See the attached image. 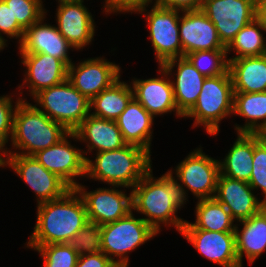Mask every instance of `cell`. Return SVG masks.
Segmentation results:
<instances>
[{
    "mask_svg": "<svg viewBox=\"0 0 266 267\" xmlns=\"http://www.w3.org/2000/svg\"><path fill=\"white\" fill-rule=\"evenodd\" d=\"M172 169L161 177L154 178L152 167L132 190V210L145 215L142 219L157 233L161 224L174 226L180 233L186 220L178 217L176 212L181 209L184 200L176 186Z\"/></svg>",
    "mask_w": 266,
    "mask_h": 267,
    "instance_id": "obj_1",
    "label": "cell"
},
{
    "mask_svg": "<svg viewBox=\"0 0 266 267\" xmlns=\"http://www.w3.org/2000/svg\"><path fill=\"white\" fill-rule=\"evenodd\" d=\"M37 221L26 247L68 243L88 222L85 203L75 188L61 198L37 205Z\"/></svg>",
    "mask_w": 266,
    "mask_h": 267,
    "instance_id": "obj_2",
    "label": "cell"
},
{
    "mask_svg": "<svg viewBox=\"0 0 266 267\" xmlns=\"http://www.w3.org/2000/svg\"><path fill=\"white\" fill-rule=\"evenodd\" d=\"M150 156L143 148L132 144L97 152L94 161L86 159V177L132 189L152 167Z\"/></svg>",
    "mask_w": 266,
    "mask_h": 267,
    "instance_id": "obj_3",
    "label": "cell"
},
{
    "mask_svg": "<svg viewBox=\"0 0 266 267\" xmlns=\"http://www.w3.org/2000/svg\"><path fill=\"white\" fill-rule=\"evenodd\" d=\"M68 133L69 131L62 124L50 119L33 104L22 100L14 114L11 137L13 149H18L20 152H12L5 148L1 154L33 156L38 151L57 144Z\"/></svg>",
    "mask_w": 266,
    "mask_h": 267,
    "instance_id": "obj_4",
    "label": "cell"
},
{
    "mask_svg": "<svg viewBox=\"0 0 266 267\" xmlns=\"http://www.w3.org/2000/svg\"><path fill=\"white\" fill-rule=\"evenodd\" d=\"M234 90L229 70L206 77L195 105L183 116L193 118V127L202 126L208 135L219 132V122L233 114Z\"/></svg>",
    "mask_w": 266,
    "mask_h": 267,
    "instance_id": "obj_5",
    "label": "cell"
},
{
    "mask_svg": "<svg viewBox=\"0 0 266 267\" xmlns=\"http://www.w3.org/2000/svg\"><path fill=\"white\" fill-rule=\"evenodd\" d=\"M32 98L38 110L62 124L69 132H73L91 113L90 100L82 95L68 79L39 91Z\"/></svg>",
    "mask_w": 266,
    "mask_h": 267,
    "instance_id": "obj_6",
    "label": "cell"
},
{
    "mask_svg": "<svg viewBox=\"0 0 266 267\" xmlns=\"http://www.w3.org/2000/svg\"><path fill=\"white\" fill-rule=\"evenodd\" d=\"M157 234L142 218H135L131 211L127 216L101 226L102 252L118 267H128L129 252L145 244Z\"/></svg>",
    "mask_w": 266,
    "mask_h": 267,
    "instance_id": "obj_7",
    "label": "cell"
},
{
    "mask_svg": "<svg viewBox=\"0 0 266 267\" xmlns=\"http://www.w3.org/2000/svg\"><path fill=\"white\" fill-rule=\"evenodd\" d=\"M175 171L176 176L173 178L185 203L186 188L193 193L195 198H198L197 200L214 198L220 174L219 160L206 155L201 146L189 153L175 167Z\"/></svg>",
    "mask_w": 266,
    "mask_h": 267,
    "instance_id": "obj_8",
    "label": "cell"
},
{
    "mask_svg": "<svg viewBox=\"0 0 266 267\" xmlns=\"http://www.w3.org/2000/svg\"><path fill=\"white\" fill-rule=\"evenodd\" d=\"M2 167L9 166L36 194L37 204L64 196L71 187L47 170L34 156L1 154Z\"/></svg>",
    "mask_w": 266,
    "mask_h": 267,
    "instance_id": "obj_9",
    "label": "cell"
},
{
    "mask_svg": "<svg viewBox=\"0 0 266 267\" xmlns=\"http://www.w3.org/2000/svg\"><path fill=\"white\" fill-rule=\"evenodd\" d=\"M147 11L145 8L138 13L146 16L150 41L159 66L168 60L182 57V45L179 37V20L182 10L164 8L154 4L150 11Z\"/></svg>",
    "mask_w": 266,
    "mask_h": 267,
    "instance_id": "obj_10",
    "label": "cell"
},
{
    "mask_svg": "<svg viewBox=\"0 0 266 267\" xmlns=\"http://www.w3.org/2000/svg\"><path fill=\"white\" fill-rule=\"evenodd\" d=\"M257 0H204L201 10L215 25L227 47L236 34L256 18Z\"/></svg>",
    "mask_w": 266,
    "mask_h": 267,
    "instance_id": "obj_11",
    "label": "cell"
},
{
    "mask_svg": "<svg viewBox=\"0 0 266 267\" xmlns=\"http://www.w3.org/2000/svg\"><path fill=\"white\" fill-rule=\"evenodd\" d=\"M118 186L112 188H97L93 191H85L82 184L75 189L81 195L87 212L89 222L104 225L115 222L127 216L132 210V192L126 195Z\"/></svg>",
    "mask_w": 266,
    "mask_h": 267,
    "instance_id": "obj_12",
    "label": "cell"
},
{
    "mask_svg": "<svg viewBox=\"0 0 266 267\" xmlns=\"http://www.w3.org/2000/svg\"><path fill=\"white\" fill-rule=\"evenodd\" d=\"M68 138H73V132L33 156L47 170L58 175L71 188H75L79 184L75 179L86 176V159L82 149L72 146Z\"/></svg>",
    "mask_w": 266,
    "mask_h": 267,
    "instance_id": "obj_13",
    "label": "cell"
},
{
    "mask_svg": "<svg viewBox=\"0 0 266 267\" xmlns=\"http://www.w3.org/2000/svg\"><path fill=\"white\" fill-rule=\"evenodd\" d=\"M120 69L115 63L103 57L86 59L72 63L68 67V81L89 100L109 88L120 78Z\"/></svg>",
    "mask_w": 266,
    "mask_h": 267,
    "instance_id": "obj_14",
    "label": "cell"
},
{
    "mask_svg": "<svg viewBox=\"0 0 266 267\" xmlns=\"http://www.w3.org/2000/svg\"><path fill=\"white\" fill-rule=\"evenodd\" d=\"M179 37L182 57L195 51L226 50L218 37L215 25L201 9L182 11Z\"/></svg>",
    "mask_w": 266,
    "mask_h": 267,
    "instance_id": "obj_15",
    "label": "cell"
},
{
    "mask_svg": "<svg viewBox=\"0 0 266 267\" xmlns=\"http://www.w3.org/2000/svg\"><path fill=\"white\" fill-rule=\"evenodd\" d=\"M83 0L58 3L56 28L74 47L81 50L91 44L95 35V22L92 14L83 5Z\"/></svg>",
    "mask_w": 266,
    "mask_h": 267,
    "instance_id": "obj_16",
    "label": "cell"
},
{
    "mask_svg": "<svg viewBox=\"0 0 266 267\" xmlns=\"http://www.w3.org/2000/svg\"><path fill=\"white\" fill-rule=\"evenodd\" d=\"M180 234L211 262L222 267H243L236 253L235 232L181 229Z\"/></svg>",
    "mask_w": 266,
    "mask_h": 267,
    "instance_id": "obj_17",
    "label": "cell"
},
{
    "mask_svg": "<svg viewBox=\"0 0 266 267\" xmlns=\"http://www.w3.org/2000/svg\"><path fill=\"white\" fill-rule=\"evenodd\" d=\"M159 74L162 77L150 79H135L131 85L134 98L153 116H161L165 113H176V117H183L178 111L174 100L173 86L170 75L160 66Z\"/></svg>",
    "mask_w": 266,
    "mask_h": 267,
    "instance_id": "obj_18",
    "label": "cell"
},
{
    "mask_svg": "<svg viewBox=\"0 0 266 267\" xmlns=\"http://www.w3.org/2000/svg\"><path fill=\"white\" fill-rule=\"evenodd\" d=\"M252 191L248 182L219 174L214 198L227 208L234 220L240 222L264 207V202Z\"/></svg>",
    "mask_w": 266,
    "mask_h": 267,
    "instance_id": "obj_19",
    "label": "cell"
},
{
    "mask_svg": "<svg viewBox=\"0 0 266 267\" xmlns=\"http://www.w3.org/2000/svg\"><path fill=\"white\" fill-rule=\"evenodd\" d=\"M45 16L24 31L19 54L45 53L62 60L68 67L73 63L68 50L74 47L60 34L56 26L45 24Z\"/></svg>",
    "mask_w": 266,
    "mask_h": 267,
    "instance_id": "obj_20",
    "label": "cell"
},
{
    "mask_svg": "<svg viewBox=\"0 0 266 267\" xmlns=\"http://www.w3.org/2000/svg\"><path fill=\"white\" fill-rule=\"evenodd\" d=\"M20 55L26 70L18 90H22L27 83L31 97L43 89L67 80L68 66L62 60L45 53Z\"/></svg>",
    "mask_w": 266,
    "mask_h": 267,
    "instance_id": "obj_21",
    "label": "cell"
},
{
    "mask_svg": "<svg viewBox=\"0 0 266 267\" xmlns=\"http://www.w3.org/2000/svg\"><path fill=\"white\" fill-rule=\"evenodd\" d=\"M73 140L87 143V151H83L85 159L88 158L85 154L91 153L94 149L97 153L119 149L127 145L116 121L91 114L73 131Z\"/></svg>",
    "mask_w": 266,
    "mask_h": 267,
    "instance_id": "obj_22",
    "label": "cell"
},
{
    "mask_svg": "<svg viewBox=\"0 0 266 267\" xmlns=\"http://www.w3.org/2000/svg\"><path fill=\"white\" fill-rule=\"evenodd\" d=\"M172 76L177 66L175 81H171L178 111L184 116L196 103L206 76L202 75L185 57L168 60L161 65Z\"/></svg>",
    "mask_w": 266,
    "mask_h": 267,
    "instance_id": "obj_23",
    "label": "cell"
},
{
    "mask_svg": "<svg viewBox=\"0 0 266 267\" xmlns=\"http://www.w3.org/2000/svg\"><path fill=\"white\" fill-rule=\"evenodd\" d=\"M115 121L127 144L139 146L151 153L154 117L135 98Z\"/></svg>",
    "mask_w": 266,
    "mask_h": 267,
    "instance_id": "obj_24",
    "label": "cell"
},
{
    "mask_svg": "<svg viewBox=\"0 0 266 267\" xmlns=\"http://www.w3.org/2000/svg\"><path fill=\"white\" fill-rule=\"evenodd\" d=\"M240 224L243 228L240 230L236 224L234 232L236 253L240 265L243 266V256L248 259L249 264H252L266 251V209L263 207L249 219L240 221Z\"/></svg>",
    "mask_w": 266,
    "mask_h": 267,
    "instance_id": "obj_25",
    "label": "cell"
},
{
    "mask_svg": "<svg viewBox=\"0 0 266 267\" xmlns=\"http://www.w3.org/2000/svg\"><path fill=\"white\" fill-rule=\"evenodd\" d=\"M228 60L234 93L266 91V54Z\"/></svg>",
    "mask_w": 266,
    "mask_h": 267,
    "instance_id": "obj_26",
    "label": "cell"
},
{
    "mask_svg": "<svg viewBox=\"0 0 266 267\" xmlns=\"http://www.w3.org/2000/svg\"><path fill=\"white\" fill-rule=\"evenodd\" d=\"M254 154V133H237L224 160H219L220 174L229 178L249 182Z\"/></svg>",
    "mask_w": 266,
    "mask_h": 267,
    "instance_id": "obj_27",
    "label": "cell"
},
{
    "mask_svg": "<svg viewBox=\"0 0 266 267\" xmlns=\"http://www.w3.org/2000/svg\"><path fill=\"white\" fill-rule=\"evenodd\" d=\"M233 114L246 119L244 126L235 124L237 133L263 134L266 130V91L234 93Z\"/></svg>",
    "mask_w": 266,
    "mask_h": 267,
    "instance_id": "obj_28",
    "label": "cell"
},
{
    "mask_svg": "<svg viewBox=\"0 0 266 267\" xmlns=\"http://www.w3.org/2000/svg\"><path fill=\"white\" fill-rule=\"evenodd\" d=\"M195 210V223L186 221L182 229L234 232L236 221L227 208L215 198L198 200Z\"/></svg>",
    "mask_w": 266,
    "mask_h": 267,
    "instance_id": "obj_29",
    "label": "cell"
},
{
    "mask_svg": "<svg viewBox=\"0 0 266 267\" xmlns=\"http://www.w3.org/2000/svg\"><path fill=\"white\" fill-rule=\"evenodd\" d=\"M134 98L131 84L120 81V78L109 88L90 100V113L93 116L107 120H116L127 108L129 102Z\"/></svg>",
    "mask_w": 266,
    "mask_h": 267,
    "instance_id": "obj_30",
    "label": "cell"
},
{
    "mask_svg": "<svg viewBox=\"0 0 266 267\" xmlns=\"http://www.w3.org/2000/svg\"><path fill=\"white\" fill-rule=\"evenodd\" d=\"M262 31L265 30L256 18L248 23L226 47L227 54H230L232 50L236 53L235 57L228 59L265 55L266 39L263 37Z\"/></svg>",
    "mask_w": 266,
    "mask_h": 267,
    "instance_id": "obj_31",
    "label": "cell"
},
{
    "mask_svg": "<svg viewBox=\"0 0 266 267\" xmlns=\"http://www.w3.org/2000/svg\"><path fill=\"white\" fill-rule=\"evenodd\" d=\"M202 75L214 77L225 74L229 69L226 50H202L184 56Z\"/></svg>",
    "mask_w": 266,
    "mask_h": 267,
    "instance_id": "obj_32",
    "label": "cell"
},
{
    "mask_svg": "<svg viewBox=\"0 0 266 267\" xmlns=\"http://www.w3.org/2000/svg\"><path fill=\"white\" fill-rule=\"evenodd\" d=\"M68 245L79 255L102 252L101 225L88 221L73 236Z\"/></svg>",
    "mask_w": 266,
    "mask_h": 267,
    "instance_id": "obj_33",
    "label": "cell"
},
{
    "mask_svg": "<svg viewBox=\"0 0 266 267\" xmlns=\"http://www.w3.org/2000/svg\"><path fill=\"white\" fill-rule=\"evenodd\" d=\"M33 250L40 253L44 267H75L79 258L68 243L47 244Z\"/></svg>",
    "mask_w": 266,
    "mask_h": 267,
    "instance_id": "obj_34",
    "label": "cell"
},
{
    "mask_svg": "<svg viewBox=\"0 0 266 267\" xmlns=\"http://www.w3.org/2000/svg\"><path fill=\"white\" fill-rule=\"evenodd\" d=\"M249 185L253 190L263 192L262 201L266 202V138L261 133H254V154Z\"/></svg>",
    "mask_w": 266,
    "mask_h": 267,
    "instance_id": "obj_35",
    "label": "cell"
},
{
    "mask_svg": "<svg viewBox=\"0 0 266 267\" xmlns=\"http://www.w3.org/2000/svg\"><path fill=\"white\" fill-rule=\"evenodd\" d=\"M18 24L26 30L46 16L42 0H4Z\"/></svg>",
    "mask_w": 266,
    "mask_h": 267,
    "instance_id": "obj_36",
    "label": "cell"
},
{
    "mask_svg": "<svg viewBox=\"0 0 266 267\" xmlns=\"http://www.w3.org/2000/svg\"><path fill=\"white\" fill-rule=\"evenodd\" d=\"M12 99L10 95L0 96V153L4 151L6 143L12 137L14 114L17 105L25 98L18 97L15 105H13Z\"/></svg>",
    "mask_w": 266,
    "mask_h": 267,
    "instance_id": "obj_37",
    "label": "cell"
},
{
    "mask_svg": "<svg viewBox=\"0 0 266 267\" xmlns=\"http://www.w3.org/2000/svg\"><path fill=\"white\" fill-rule=\"evenodd\" d=\"M24 29L18 24L16 18H13V13L4 0H0V35L2 33L6 37L18 39V44L23 39Z\"/></svg>",
    "mask_w": 266,
    "mask_h": 267,
    "instance_id": "obj_38",
    "label": "cell"
},
{
    "mask_svg": "<svg viewBox=\"0 0 266 267\" xmlns=\"http://www.w3.org/2000/svg\"><path fill=\"white\" fill-rule=\"evenodd\" d=\"M105 5L103 8L105 14L111 13H138L141 10L148 7L149 4L152 5L153 0H104ZM156 1V0H154Z\"/></svg>",
    "mask_w": 266,
    "mask_h": 267,
    "instance_id": "obj_39",
    "label": "cell"
},
{
    "mask_svg": "<svg viewBox=\"0 0 266 267\" xmlns=\"http://www.w3.org/2000/svg\"><path fill=\"white\" fill-rule=\"evenodd\" d=\"M75 267H118L105 253L79 255Z\"/></svg>",
    "mask_w": 266,
    "mask_h": 267,
    "instance_id": "obj_40",
    "label": "cell"
},
{
    "mask_svg": "<svg viewBox=\"0 0 266 267\" xmlns=\"http://www.w3.org/2000/svg\"><path fill=\"white\" fill-rule=\"evenodd\" d=\"M204 0H156L154 4L171 9L197 10L201 9Z\"/></svg>",
    "mask_w": 266,
    "mask_h": 267,
    "instance_id": "obj_41",
    "label": "cell"
},
{
    "mask_svg": "<svg viewBox=\"0 0 266 267\" xmlns=\"http://www.w3.org/2000/svg\"><path fill=\"white\" fill-rule=\"evenodd\" d=\"M256 19L260 22L266 33V0L256 1Z\"/></svg>",
    "mask_w": 266,
    "mask_h": 267,
    "instance_id": "obj_42",
    "label": "cell"
},
{
    "mask_svg": "<svg viewBox=\"0 0 266 267\" xmlns=\"http://www.w3.org/2000/svg\"><path fill=\"white\" fill-rule=\"evenodd\" d=\"M7 39H5L3 36L0 35V51L4 49V47H7Z\"/></svg>",
    "mask_w": 266,
    "mask_h": 267,
    "instance_id": "obj_43",
    "label": "cell"
},
{
    "mask_svg": "<svg viewBox=\"0 0 266 267\" xmlns=\"http://www.w3.org/2000/svg\"><path fill=\"white\" fill-rule=\"evenodd\" d=\"M68 1H74V0H58V3H61V2H68Z\"/></svg>",
    "mask_w": 266,
    "mask_h": 267,
    "instance_id": "obj_44",
    "label": "cell"
},
{
    "mask_svg": "<svg viewBox=\"0 0 266 267\" xmlns=\"http://www.w3.org/2000/svg\"><path fill=\"white\" fill-rule=\"evenodd\" d=\"M263 136L266 138V130L264 131Z\"/></svg>",
    "mask_w": 266,
    "mask_h": 267,
    "instance_id": "obj_45",
    "label": "cell"
},
{
    "mask_svg": "<svg viewBox=\"0 0 266 267\" xmlns=\"http://www.w3.org/2000/svg\"><path fill=\"white\" fill-rule=\"evenodd\" d=\"M0 163H2V156H1V153H0Z\"/></svg>",
    "mask_w": 266,
    "mask_h": 267,
    "instance_id": "obj_46",
    "label": "cell"
}]
</instances>
